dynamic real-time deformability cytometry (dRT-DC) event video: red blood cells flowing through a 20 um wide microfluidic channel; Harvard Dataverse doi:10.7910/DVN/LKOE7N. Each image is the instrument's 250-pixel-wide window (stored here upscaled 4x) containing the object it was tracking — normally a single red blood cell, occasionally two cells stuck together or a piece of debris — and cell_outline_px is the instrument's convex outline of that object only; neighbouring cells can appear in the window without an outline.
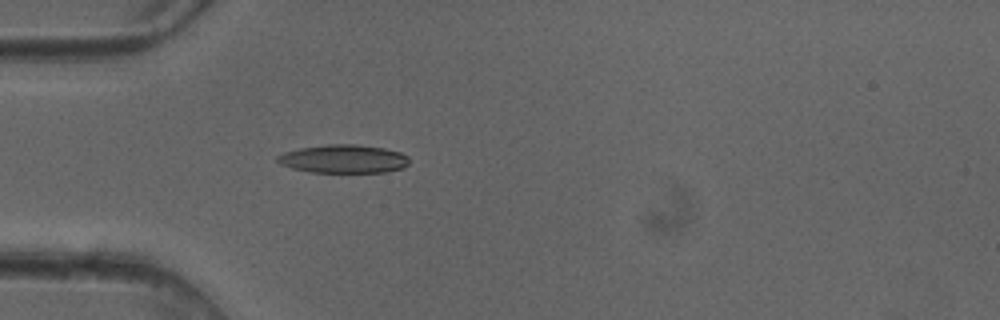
{"species": "common noctule bat (a hibernating species)", "species_latin": "Nyctalus noctula", "temperature_condition": "cold", "stored_images_in_passage": 30, "camera_frame_rate_fps": 3000, "um_per_image_px": 0.085, "animal": {"sex": "female"}, "frame": {"image": 1, "passage_image": 13, "time_ms": 4.0, "image_size_px": [1000, 320], "cell_outline_px": [[408, 164], [404, 168], [384, 172], [308, 172], [292, 168], [280, 164], [276, 160], [276, 156], [284, 152], [300, 148], [328, 144], [356, 144], [384, 148], [400, 152], [408, 156]], "centroid_in_image_um": [29.19, 13.5], "position_along_channel_um": 55.8, "area_um2": 21.85}}
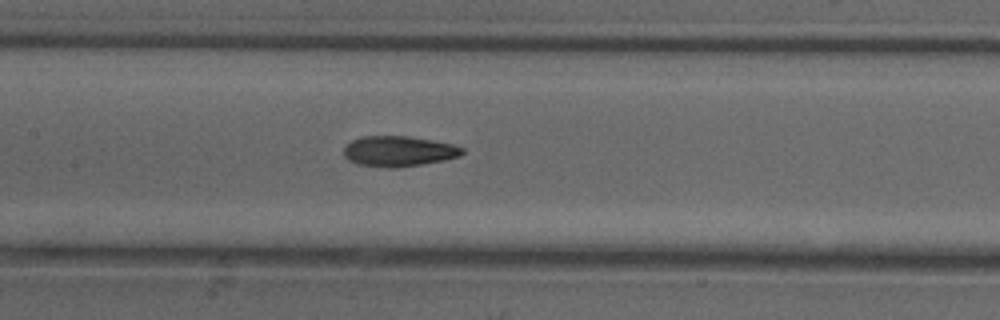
{"frame": {"image": 2, "passage_image": 22, "time_ms": 7.0, "image_size_px": [1000, 320], "cell_outline_px": [[464, 152], [460, 156], [444, 160], [396, 168], [388, 168], [356, 164], [348, 160], [344, 156], [344, 148], [352, 140], [364, 136], [408, 136], [432, 140], [452, 144], [464, 148]], "centroid_in_image_um": [33.88, 12.86], "position_along_channel_um": 173.5, "area_um2": 20.98}}
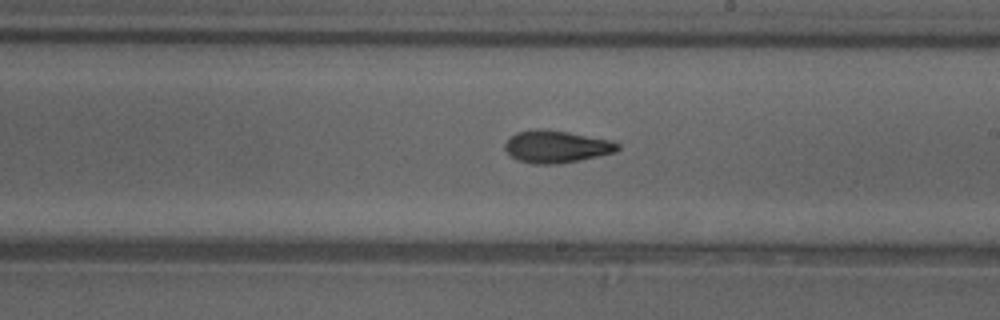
{"frame": {"image": 3, "passage_image": 27, "time_ms": 8.667, "image_size_px": [1000, 320], "cell_outline_px": [[620, 148], [616, 152], [580, 160], [560, 164], [532, 164], [516, 160], [504, 148], [504, 144], [516, 132], [536, 128], [544, 128], [568, 132], [612, 140], [620, 144]], "centroid_in_image_um": [47.3, 12.46], "position_along_channel_um": 241.7, "area_um2": 21.44}}